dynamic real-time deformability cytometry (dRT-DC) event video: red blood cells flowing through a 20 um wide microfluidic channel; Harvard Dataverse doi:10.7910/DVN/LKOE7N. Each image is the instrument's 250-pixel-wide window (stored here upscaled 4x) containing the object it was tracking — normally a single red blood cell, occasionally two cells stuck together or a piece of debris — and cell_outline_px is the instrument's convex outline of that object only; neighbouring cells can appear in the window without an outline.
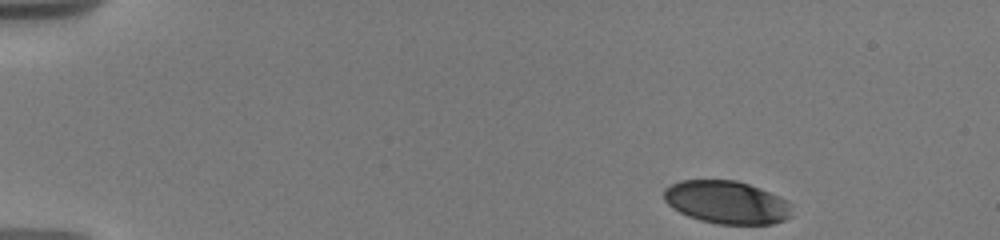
{"species": "human", "species_latin": "Homo sapiens", "temperature_condition": "warm", "stored_images_in_passage": 76, "camera_frame_rate_fps": 3000, "um_per_image_px": 0.085, "donor": {"sex": "male"}, "frame": {"image": 1, "passage_image": 1, "time_ms": 0.0, "image_size_px": [1000, 240], "cell_outline_px": [[792, 216], [784, 220], [772, 224], [720, 224], [700, 220], [688, 216], [672, 208], [664, 200], [664, 188], [680, 180], [736, 180], [760, 188], [780, 196], [788, 200], [792, 204]], "centroid_in_image_um": [61.8, 17.19], "position_along_channel_um": 23.2, "area_um2": 32.25}}
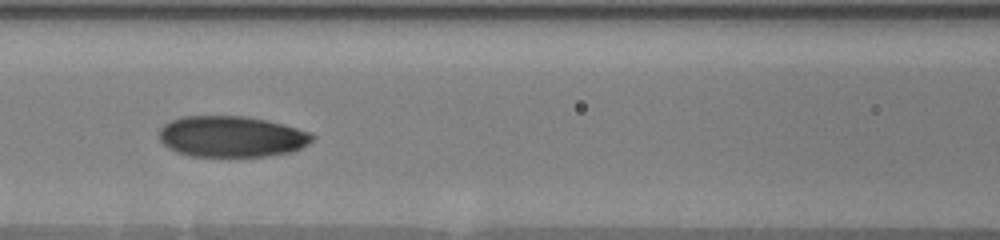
{"frame": {"image": 2, "passage_image": 31, "time_ms": 6.333, "image_size_px": [1000, 240], "cell_outline_px": [[316, 136], [308, 144], [292, 152], [268, 156], [192, 156], [180, 152], [164, 144], [160, 140], [160, 128], [164, 124], [172, 120], [184, 116], [244, 116], [284, 124], [308, 132]], "centroid_in_image_um": [19.71, 11.6], "position_along_channel_um": 146.9, "area_um2": 36.3}}
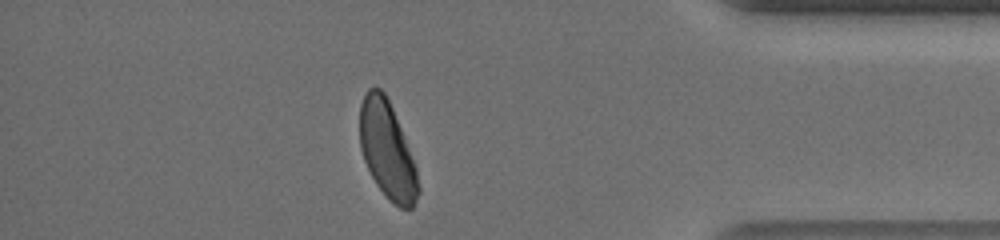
{"frame": {"image": 3, "passage_image": 70, "time_ms": 14.0, "image_size_px": [1000, 240], "cell_outline_px": [[420, 192], [412, 208], [400, 208], [388, 200], [376, 184], [364, 160], [360, 148], [360, 104], [368, 88], [380, 88], [384, 92], [392, 108], [416, 164], [420, 188]], "centroid_in_image_um": [32.93, 12.8], "position_along_channel_um": 402.3, "area_um2": 33.06}, "authors_computed_cell_mechanics": {"area_um2": 36.0383, "velocity_mm_per_s": 3.6696, "shape_relaxation_time_tau1_ms": 3.71, "shape_relaxation_time_tau2_ms": 0.9528, "deformation_change_tau1": 0.1671, "deformation_change_tau2": 0.0501}}